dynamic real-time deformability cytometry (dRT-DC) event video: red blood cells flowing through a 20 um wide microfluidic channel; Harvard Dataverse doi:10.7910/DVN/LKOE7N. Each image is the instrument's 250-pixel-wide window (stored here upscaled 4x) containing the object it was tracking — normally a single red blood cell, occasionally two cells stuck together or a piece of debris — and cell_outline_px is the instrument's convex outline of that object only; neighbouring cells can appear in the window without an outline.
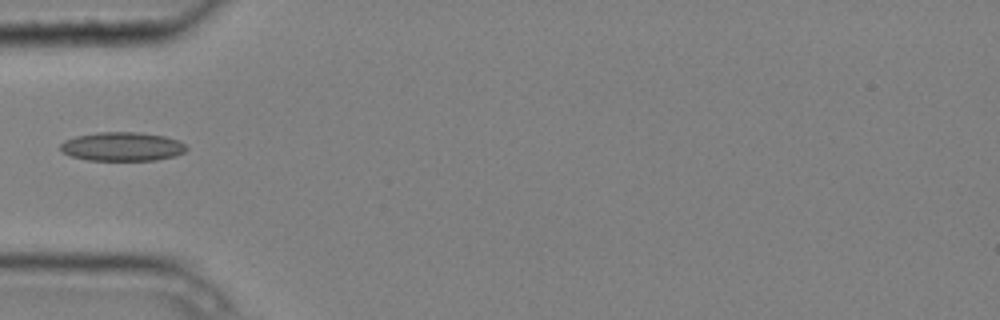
{"species": "common noctule bat (a hibernating species)", "species_latin": "Nyctalus noctula", "temperature_condition": "cold", "stored_images_in_passage": 6, "camera_frame_rate_fps": 3000, "um_per_image_px": 0.085, "animal": {"sex": "male", "body_mass_g": 20.4}, "frame": {"image": 1, "passage_image": 5, "time_ms": 1.333, "image_size_px": [1000, 320], "cell_outline_px": [[188, 148], [184, 152], [176, 156], [156, 160], [88, 160], [72, 156], [64, 152], [60, 148], [60, 144], [64, 140], [76, 136], [96, 132], [140, 132], [164, 136], [176, 140], [184, 144]], "centroid_in_image_um": [10.39, 12.45], "position_along_channel_um": 74.6, "area_um2": 21.15}}
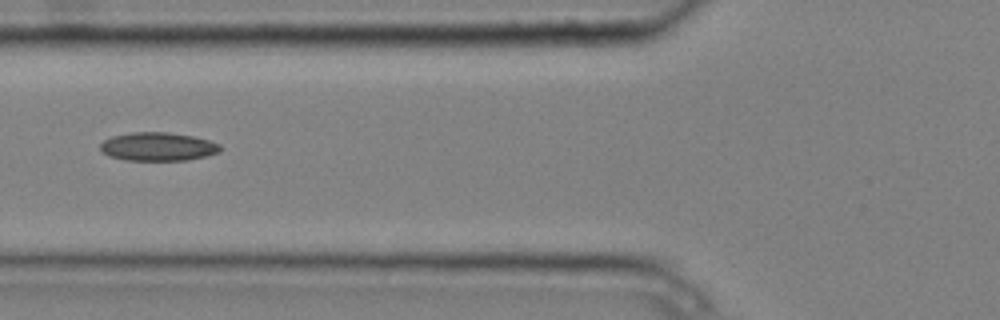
{"frame": {"image": 2, "passage_image": 6, "time_ms": 1.667, "image_size_px": [1000, 320], "cell_outline_px": [[224, 148], [220, 152], [208, 156], [188, 160], [124, 160], [108, 156], [100, 148], [100, 144], [104, 140], [112, 136], [132, 132], [168, 132], [192, 136], [208, 140], [220, 144]], "centroid_in_image_um": [13.46, 12.47], "position_along_channel_um": 112.3, "area_um2": 20.06}}